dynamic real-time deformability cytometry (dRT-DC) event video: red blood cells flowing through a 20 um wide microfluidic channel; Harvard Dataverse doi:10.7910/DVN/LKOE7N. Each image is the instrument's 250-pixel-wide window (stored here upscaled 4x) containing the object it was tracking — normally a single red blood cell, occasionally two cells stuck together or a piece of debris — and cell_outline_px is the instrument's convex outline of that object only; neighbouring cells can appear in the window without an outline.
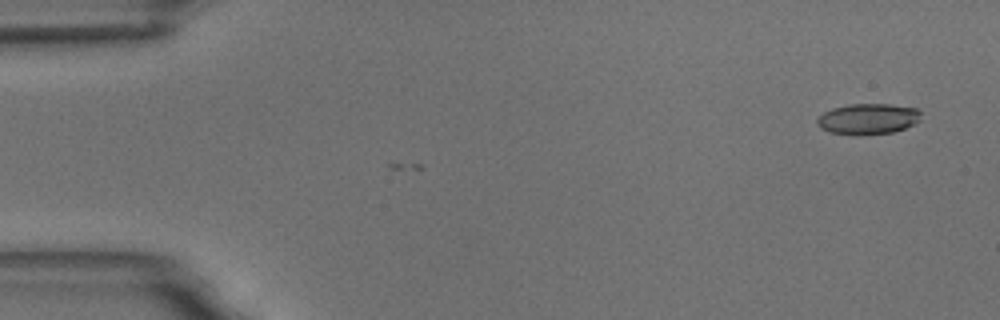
{"species": "common noctule bat (a hibernating species)", "species_latin": "Nyctalus noctula", "temperature_condition": "room temperature", "stored_images_in_passage": 4, "camera_frame_rate_fps": 3000, "um_per_image_px": 0.085, "animal": {"sex": "male", "body_mass_g": 18.8}, "frame": {"image": 1, "passage_image": 4, "time_ms": 1.0, "image_size_px": [1000, 320], "cell_outline_px": [[920, 120], [916, 124], [892, 132], [860, 136], [856, 136], [828, 132], [820, 128], [816, 124], [816, 120], [824, 112], [832, 108], [848, 104], [888, 104], [916, 108], [920, 112]], "centroid_in_image_um": [73.75, 10.12], "position_along_channel_um": 11.2, "area_um2": 18.9}}